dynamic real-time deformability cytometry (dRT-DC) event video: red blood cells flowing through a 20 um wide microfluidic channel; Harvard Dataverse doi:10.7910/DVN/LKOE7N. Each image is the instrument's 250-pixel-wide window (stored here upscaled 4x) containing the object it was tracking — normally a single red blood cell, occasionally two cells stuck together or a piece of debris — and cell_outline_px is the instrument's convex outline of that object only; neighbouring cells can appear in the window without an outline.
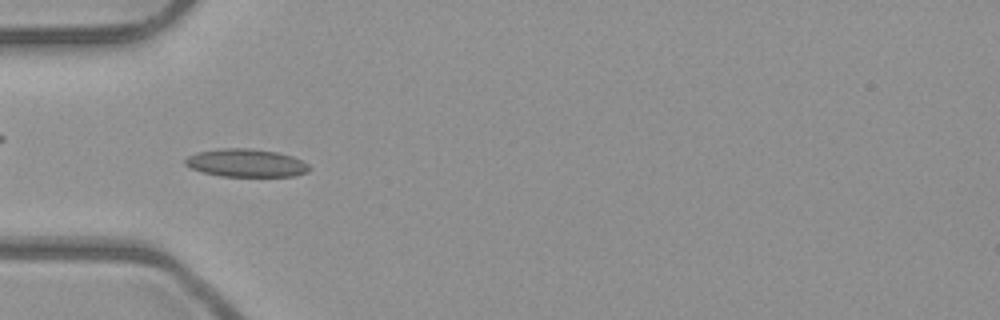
{"species": "common noctule bat (a hibernating species)", "species_latin": "Nyctalus noctula", "temperature_condition": "room temperature", "stored_images_in_passage": 40, "camera_frame_rate_fps": 3000, "um_per_image_px": 0.085, "animal": {"sex": "male", "body_mass_g": 23.1, "forearm_length_mm": 52.7}, "frame": {"image": 1, "passage_image": 5, "time_ms": 1.333, "image_size_px": [1000, 320], "cell_outline_px": [[312, 168], [308, 172], [296, 176], [220, 176], [204, 172], [192, 168], [184, 164], [184, 160], [188, 156], [196, 152], [220, 148], [252, 148], [280, 152], [292, 156], [308, 164]], "centroid_in_image_um": [20.94, 13.84], "position_along_channel_um": 64.1, "area_um2": 20.4}}
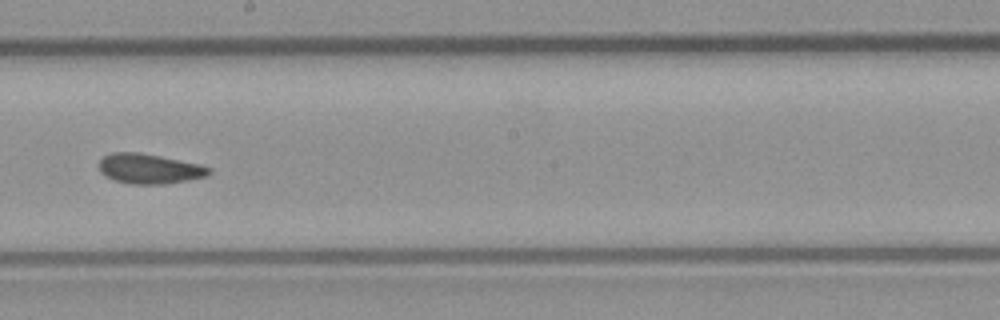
{"frame": {"image": 2, "passage_image": 18, "time_ms": 5.667, "image_size_px": [1000, 320], "cell_outline_px": [[212, 172], [208, 176], [164, 184], [132, 184], [112, 180], [104, 176], [100, 172], [100, 160], [104, 156], [112, 152], [136, 152], [160, 156], [200, 164], [212, 168]], "centroid_in_image_um": [12.7, 14.35], "position_along_channel_um": 235.5, "area_um2": 19.25}}
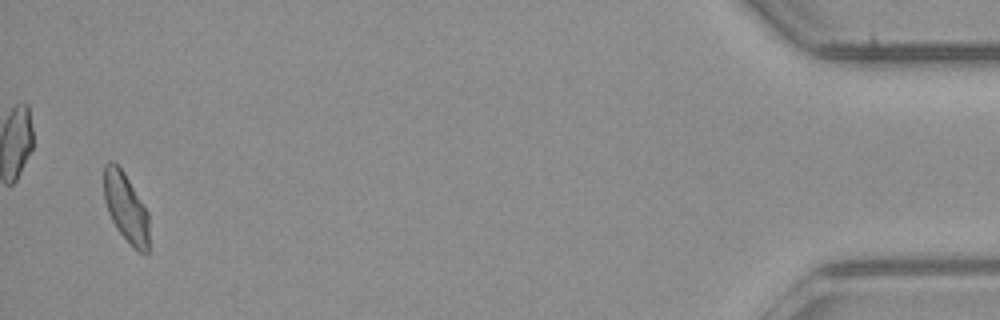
{"frame": {"image": 3, "passage_image": 39, "time_ms": 12.667, "image_size_px": [1000, 320], "cell_outline_px": [[148, 252], [140, 252], [116, 228], [108, 212], [104, 200], [104, 164], [108, 160], [112, 160], [124, 172], [148, 212]], "centroid_in_image_um": [10.67, 17.58], "position_along_channel_um": 424.5, "area_um2": 17.86}, "authors_computed_cell_mechanics": {"area_um2": 18.9295, "velocity_mm_per_s": 3.9646, "shape_relaxation_time_tau1_ms": 4.4162, "shape_relaxation_time_tau2_ms": 1.6081, "deformation_change_tau1": 0.11, "deformation_change_tau2": 0.0787}}